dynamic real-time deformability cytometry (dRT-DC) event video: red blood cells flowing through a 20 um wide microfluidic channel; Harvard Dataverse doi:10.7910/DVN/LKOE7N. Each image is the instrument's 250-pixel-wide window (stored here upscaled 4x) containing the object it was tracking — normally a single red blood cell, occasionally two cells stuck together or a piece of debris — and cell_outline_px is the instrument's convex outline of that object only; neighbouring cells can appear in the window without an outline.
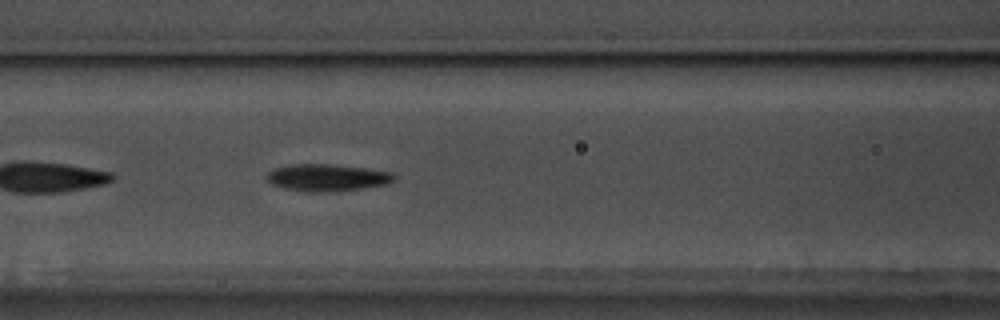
{"species": "common noctule bat (a hibernating species)", "species_latin": "Nyctalus noctula", "temperature_condition": "warm", "stored_images_in_passage": 41, "camera_frame_rate_fps": 3000, "um_per_image_px": 0.085, "animal": {"sex": "male", "body_mass_g": 17.5, "forearm_length_mm": 52.3}, "frame": {"image": 1, "passage_image": 8, "time_ms": 2.333, "image_size_px": [1000, 320], "cell_outline_px": [[396, 180], [388, 184], [360, 188], [324, 192], [308, 192], [284, 188], [272, 184], [268, 180], [268, 172], [276, 168], [292, 164], [324, 164], [364, 168], [392, 172], [396, 176]], "centroid_in_image_um": [27.83, 15.1], "position_along_channel_um": 138.8, "area_um2": 19.77}}
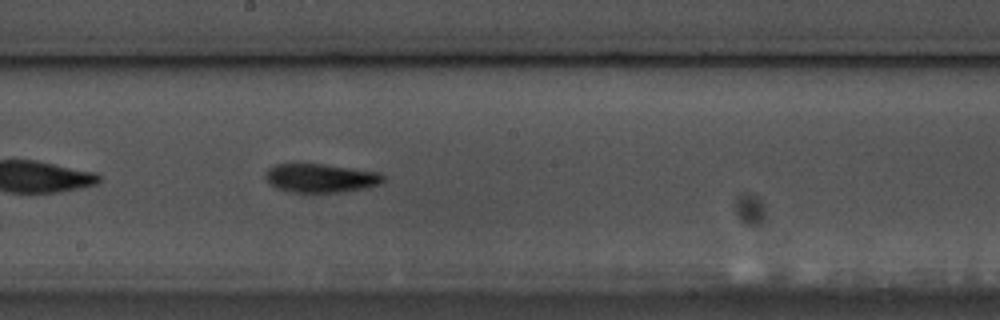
{"frame": {"image": 2, "passage_image": 15, "time_ms": 4.667, "image_size_px": [1000, 320], "cell_outline_px": [[384, 180], [380, 184], [364, 188], [340, 192], [288, 192], [276, 188], [264, 176], [264, 172], [268, 168], [276, 164], [320, 164], [352, 168], [380, 172], [384, 176]], "centroid_in_image_um": [27.25, 15.13], "position_along_channel_um": 221.0, "area_um2": 19.65}}
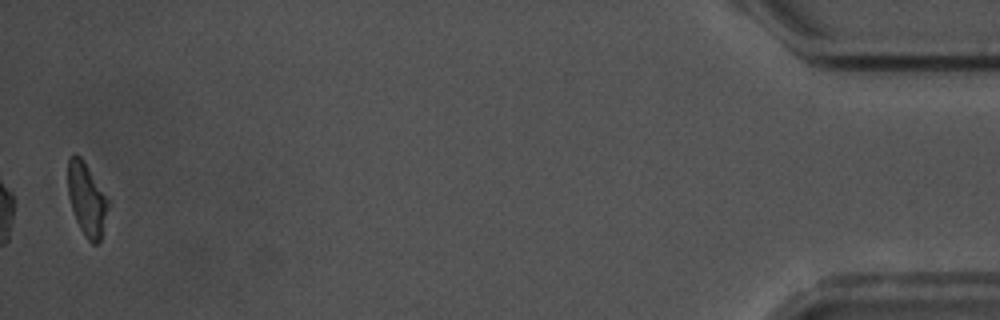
{"frame": {"image": 3, "passage_image": 40, "time_ms": 13.0, "image_size_px": [1000, 320], "cell_outline_px": [[108, 204], [100, 240], [96, 244], [92, 244], [84, 236], [76, 220], [68, 196], [68, 156], [80, 156], [84, 160], [108, 200]], "centroid_in_image_um": [7.34, 16.94], "position_along_channel_um": 427.9, "area_um2": 16.65}, "authors_computed_cell_mechanics": {"area_um2": 19.0162, "velocity_mm_per_s": 3.5459, "shape_relaxation_time_tau1_ms": 3.8366, "shape_relaxation_time_tau2_ms": null, "deformation_change_tau1": 0.1436, "deformation_change_tau2": null}}